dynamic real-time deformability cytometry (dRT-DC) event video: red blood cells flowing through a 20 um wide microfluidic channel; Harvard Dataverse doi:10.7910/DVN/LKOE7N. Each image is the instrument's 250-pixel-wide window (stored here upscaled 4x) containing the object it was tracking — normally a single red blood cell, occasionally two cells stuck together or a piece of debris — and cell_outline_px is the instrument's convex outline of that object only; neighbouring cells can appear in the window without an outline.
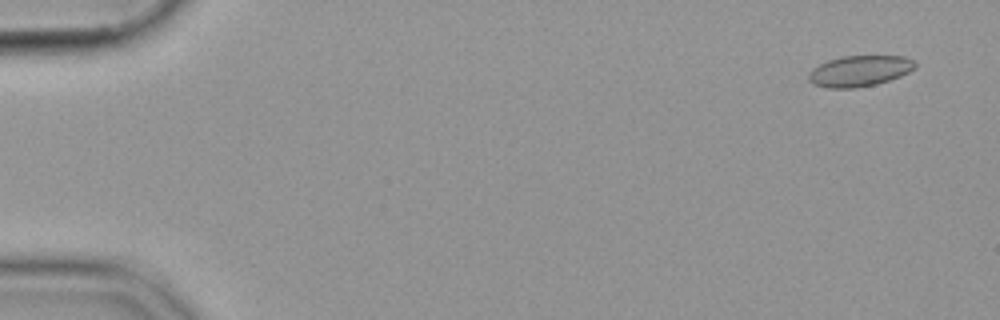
{"species": "common noctule bat (a hibernating species)", "species_latin": "Nyctalus noctula", "temperature_condition": "cold", "stored_images_in_passage": 55, "camera_frame_rate_fps": 3000, "um_per_image_px": 0.085, "animal": {"sex": "female", "body_mass_g": 19.9}, "frame": {"image": 1, "passage_image": 3, "time_ms": 0.667, "image_size_px": [1000, 320], "cell_outline_px": [[916, 68], [900, 76], [876, 84], [856, 88], [828, 88], [812, 84], [808, 80], [808, 72], [812, 68], [828, 60], [840, 56], [904, 56], [916, 60]], "centroid_in_image_um": [73.05, 6.03], "position_along_channel_um": 12.0, "area_um2": 19.36}}
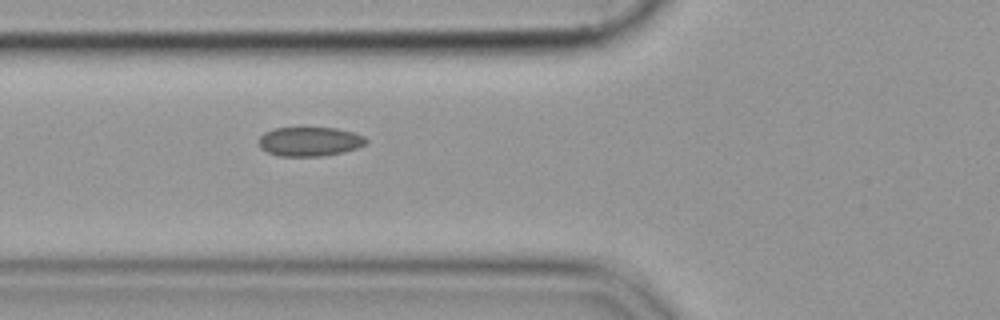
{"frame": {"image": 2, "passage_image": 21, "time_ms": 6.667, "image_size_px": [1000, 320], "cell_outline_px": [[368, 140], [364, 144], [356, 148], [344, 152], [320, 156], [280, 156], [268, 152], [260, 148], [260, 136], [264, 132], [272, 128], [300, 124], [336, 128], [352, 132], [364, 136]], "centroid_in_image_um": [26.28, 11.96], "position_along_channel_um": 99.5, "area_um2": 19.07}}
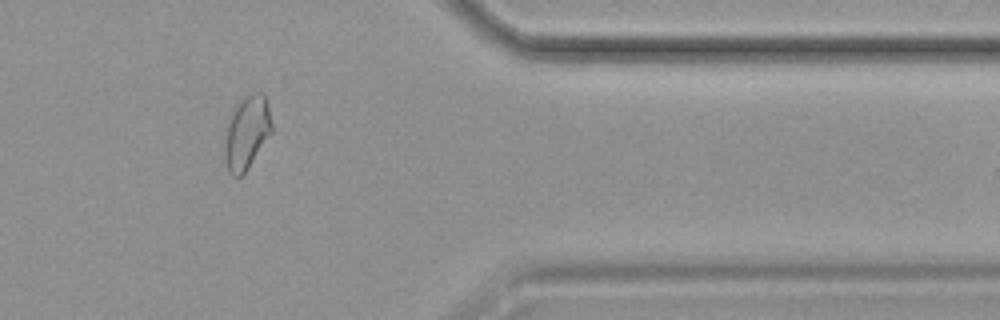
{"frame": {"image": 3, "passage_image": 46, "time_ms": 15.0, "image_size_px": [1000, 320], "cell_outline_px": [[272, 132], [248, 168], [240, 176], [232, 176], [228, 172], [224, 160], [224, 128], [228, 116], [236, 104], [244, 96], [252, 92], [264, 92], [268, 104], [272, 124]], "centroid_in_image_um": [20.94, 11.23], "position_along_channel_um": 390.5, "area_um2": 20.75}}